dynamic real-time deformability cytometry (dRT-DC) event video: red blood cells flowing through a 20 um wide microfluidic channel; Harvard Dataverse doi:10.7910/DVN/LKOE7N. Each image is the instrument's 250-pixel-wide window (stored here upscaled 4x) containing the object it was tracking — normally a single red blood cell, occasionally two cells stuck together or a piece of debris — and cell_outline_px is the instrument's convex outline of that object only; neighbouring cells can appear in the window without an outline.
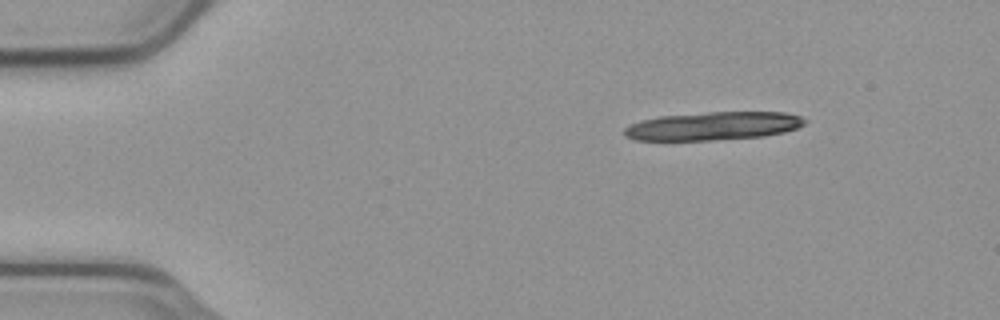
{"species": "common noctule bat (a hibernating species)", "species_latin": "Nyctalus noctula", "temperature_condition": "cold", "stored_images_in_passage": 17, "camera_frame_rate_fps": 3000, "um_per_image_px": 0.085, "animal": {"sex": "male", "body_mass_g": 23.1, "forearm_length_mm": 52.7}, "frame": {"image": 1, "passage_image": 2, "time_ms": 0.333, "image_size_px": [1000, 320], "cell_outline_px": [[808, 120], [804, 124], [796, 128], [784, 132], [764, 136], [712, 140], [636, 140], [624, 136], [624, 128], [628, 124], [640, 120], [660, 116], [708, 112], [784, 112], [800, 116]], "centroid_in_image_um": [60.59, 10.71], "position_along_channel_um": 24.4, "area_um2": 29.82}}